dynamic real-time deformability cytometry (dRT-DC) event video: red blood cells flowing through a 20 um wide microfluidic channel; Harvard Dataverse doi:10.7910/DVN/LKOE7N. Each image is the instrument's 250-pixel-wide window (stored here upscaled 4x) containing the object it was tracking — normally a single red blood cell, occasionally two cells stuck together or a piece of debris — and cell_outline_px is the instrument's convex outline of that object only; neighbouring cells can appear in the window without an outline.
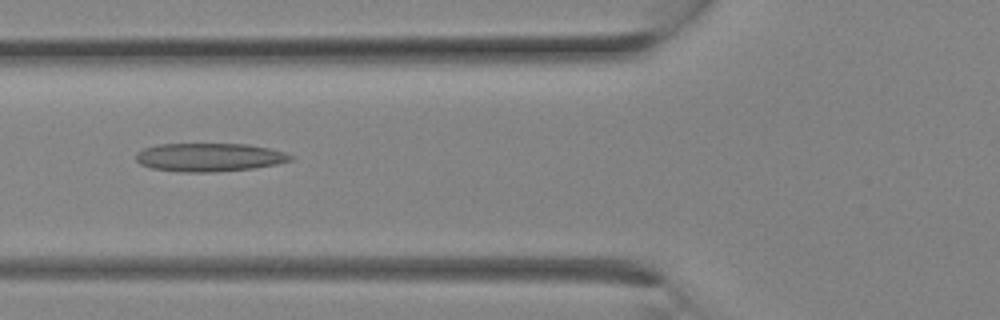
{"species": "Egyptian fruit bat (a non-hibernating species)", "species_latin": "Rousettus aegyptiacus", "temperature_condition": "room temperature", "stored_images_in_passage": 19, "camera_frame_rate_fps": 3000, "um_per_image_px": 0.085, "animal": {"sex": "female"}, "frame": {"image": 1, "passage_image": 3, "time_ms": 0.667, "image_size_px": [1000, 320], "cell_outline_px": [[296, 156], [292, 160], [276, 164], [252, 168], [212, 172], [180, 172], [152, 168], [140, 164], [136, 160], [136, 152], [144, 148], [160, 144], [248, 144], [268, 148], [284, 152]], "centroid_in_image_um": [17.79, 13.37], "position_along_channel_um": 108.0, "area_um2": 25.55}}
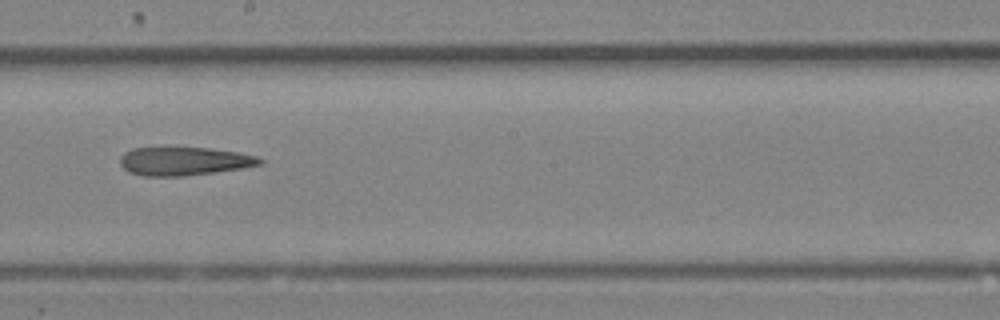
{"frame": {"image": 2, "passage_image": 8, "time_ms": 2.333, "image_size_px": [1000, 320], "cell_outline_px": [[264, 164], [244, 168], [184, 176], [144, 176], [128, 172], [120, 164], [120, 156], [124, 152], [132, 148], [208, 148], [236, 152], [256, 156], [264, 160]], "centroid_in_image_um": [15.65, 13.71], "position_along_channel_um": 232.6, "area_um2": 23.12}}
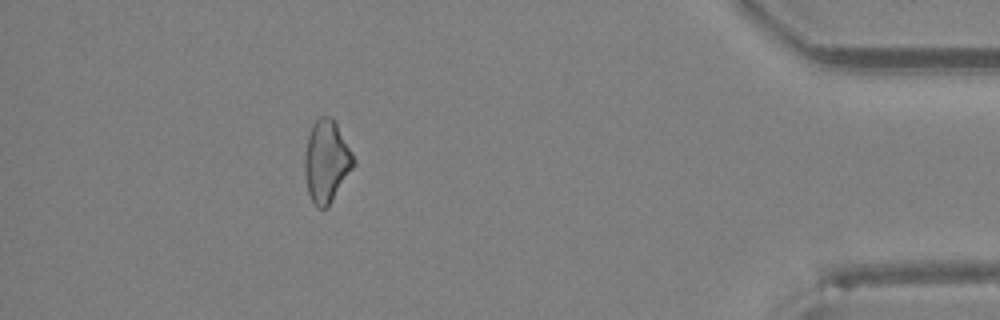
{"frame": {"image": 3, "passage_image": 17, "time_ms": 5.333, "image_size_px": [1000, 320], "cell_outline_px": [[356, 164], [328, 208], [316, 208], [308, 192], [304, 172], [304, 156], [308, 136], [312, 124], [320, 116], [332, 116], [336, 120], [356, 160]], "centroid_in_image_um": [27.77, 13.7], "position_along_channel_um": 407.4, "area_um2": 23.87}}